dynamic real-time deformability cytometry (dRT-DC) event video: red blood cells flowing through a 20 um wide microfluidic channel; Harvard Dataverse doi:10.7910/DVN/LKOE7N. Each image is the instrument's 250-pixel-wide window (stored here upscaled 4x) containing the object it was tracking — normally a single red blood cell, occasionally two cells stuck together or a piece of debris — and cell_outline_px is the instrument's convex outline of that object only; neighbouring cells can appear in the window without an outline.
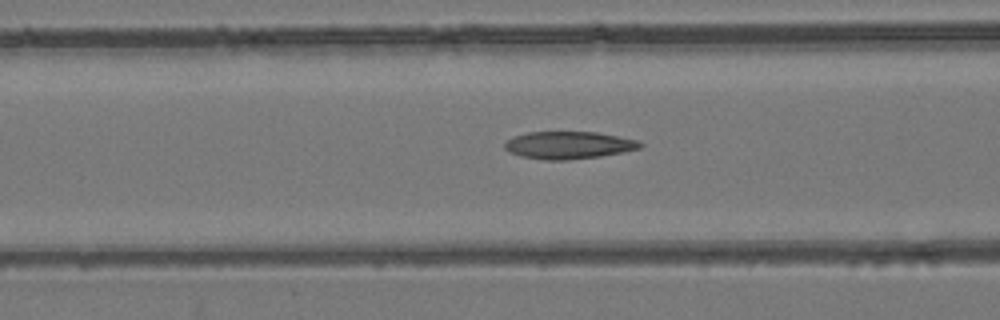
{"species": "common noctule bat (a hibernating species)", "species_latin": "Nyctalus noctula", "temperature_condition": "room temperature", "stored_images_in_passage": 21, "camera_frame_rate_fps": 3000, "um_per_image_px": 0.085, "animal": {"sex": "female", "body_mass_g": 24.6, "forearm_length_mm": 56.2}, "frame": {"image": 1, "passage_image": 9, "time_ms": 2.667, "image_size_px": [1000, 320], "cell_outline_px": [[644, 144], [640, 148], [600, 156], [568, 160], [544, 160], [520, 156], [508, 152], [504, 148], [504, 144], [512, 136], [528, 132], [596, 132], [636, 140]], "centroid_in_image_um": [48.27, 12.34], "position_along_channel_um": 118.3, "area_um2": 21.56}}
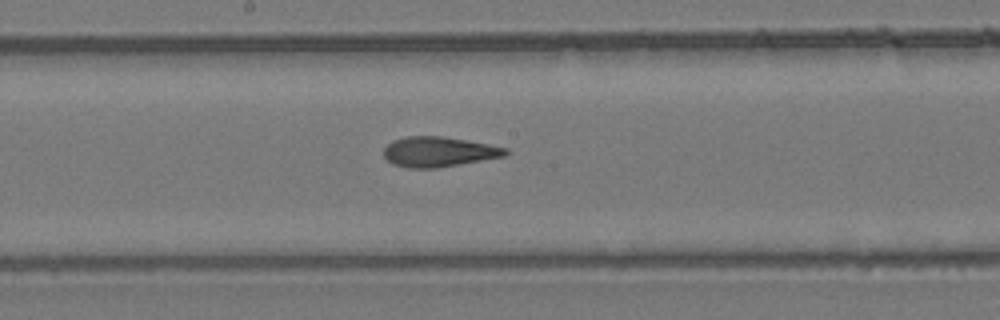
{"frame": {"image": 2, "passage_image": 16, "time_ms": 5.0, "image_size_px": [1000, 320], "cell_outline_px": [[508, 152], [504, 156], [436, 168], [408, 168], [392, 164], [384, 156], [384, 148], [392, 140], [404, 136], [444, 136], [488, 144], [508, 148]], "centroid_in_image_um": [37.25, 12.89], "position_along_channel_um": 210.9, "area_um2": 21.27}}
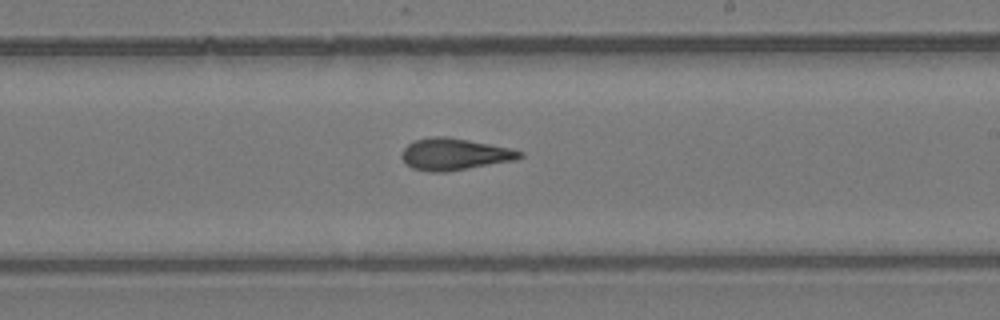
{"frame": {"image": 3, "passage_image": 19, "time_ms": 6.0, "image_size_px": [1000, 320], "cell_outline_px": [[524, 156], [516, 160], [444, 172], [432, 172], [412, 168], [404, 164], [400, 156], [404, 148], [412, 140], [432, 136], [448, 136], [508, 148], [524, 152]], "centroid_in_image_um": [38.58, 13.1], "position_along_channel_um": 250.4, "area_um2": 21.91}}